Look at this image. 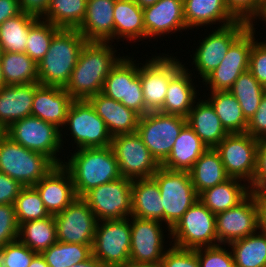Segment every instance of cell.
<instances>
[{
    "label": "cell",
    "instance_id": "1",
    "mask_svg": "<svg viewBox=\"0 0 266 267\" xmlns=\"http://www.w3.org/2000/svg\"><path fill=\"white\" fill-rule=\"evenodd\" d=\"M112 42L87 41L64 89L74 100H88L102 92L110 70L122 58Z\"/></svg>",
    "mask_w": 266,
    "mask_h": 267
},
{
    "label": "cell",
    "instance_id": "2",
    "mask_svg": "<svg viewBox=\"0 0 266 267\" xmlns=\"http://www.w3.org/2000/svg\"><path fill=\"white\" fill-rule=\"evenodd\" d=\"M62 165L71 175L77 197L122 177L111 146L76 149Z\"/></svg>",
    "mask_w": 266,
    "mask_h": 267
},
{
    "label": "cell",
    "instance_id": "3",
    "mask_svg": "<svg viewBox=\"0 0 266 267\" xmlns=\"http://www.w3.org/2000/svg\"><path fill=\"white\" fill-rule=\"evenodd\" d=\"M86 42L77 29H61L53 37L47 53L37 64L38 83L64 88Z\"/></svg>",
    "mask_w": 266,
    "mask_h": 267
},
{
    "label": "cell",
    "instance_id": "4",
    "mask_svg": "<svg viewBox=\"0 0 266 267\" xmlns=\"http://www.w3.org/2000/svg\"><path fill=\"white\" fill-rule=\"evenodd\" d=\"M56 164L46 155L29 150L5 133L0 138V172L24 187L34 186Z\"/></svg>",
    "mask_w": 266,
    "mask_h": 267
},
{
    "label": "cell",
    "instance_id": "5",
    "mask_svg": "<svg viewBox=\"0 0 266 267\" xmlns=\"http://www.w3.org/2000/svg\"><path fill=\"white\" fill-rule=\"evenodd\" d=\"M152 178L160 190L165 229L170 235V230L198 200V194L187 171H172L161 166Z\"/></svg>",
    "mask_w": 266,
    "mask_h": 267
},
{
    "label": "cell",
    "instance_id": "6",
    "mask_svg": "<svg viewBox=\"0 0 266 267\" xmlns=\"http://www.w3.org/2000/svg\"><path fill=\"white\" fill-rule=\"evenodd\" d=\"M215 218L216 214L198 199L170 230V243L191 250L219 245Z\"/></svg>",
    "mask_w": 266,
    "mask_h": 267
},
{
    "label": "cell",
    "instance_id": "7",
    "mask_svg": "<svg viewBox=\"0 0 266 267\" xmlns=\"http://www.w3.org/2000/svg\"><path fill=\"white\" fill-rule=\"evenodd\" d=\"M4 133L23 147L46 155L56 165L63 164L65 161L57 157L65 142L63 134L51 123L29 116L12 123Z\"/></svg>",
    "mask_w": 266,
    "mask_h": 267
},
{
    "label": "cell",
    "instance_id": "8",
    "mask_svg": "<svg viewBox=\"0 0 266 267\" xmlns=\"http://www.w3.org/2000/svg\"><path fill=\"white\" fill-rule=\"evenodd\" d=\"M131 218L98 221L92 255L106 267H120L130 261Z\"/></svg>",
    "mask_w": 266,
    "mask_h": 267
},
{
    "label": "cell",
    "instance_id": "9",
    "mask_svg": "<svg viewBox=\"0 0 266 267\" xmlns=\"http://www.w3.org/2000/svg\"><path fill=\"white\" fill-rule=\"evenodd\" d=\"M186 124L185 117L152 111L140 116L136 132L161 165L168 158L176 138Z\"/></svg>",
    "mask_w": 266,
    "mask_h": 267
},
{
    "label": "cell",
    "instance_id": "10",
    "mask_svg": "<svg viewBox=\"0 0 266 267\" xmlns=\"http://www.w3.org/2000/svg\"><path fill=\"white\" fill-rule=\"evenodd\" d=\"M133 60L126 55L118 61L105 79L101 93L143 116L149 111L145 108L140 81L141 63Z\"/></svg>",
    "mask_w": 266,
    "mask_h": 267
},
{
    "label": "cell",
    "instance_id": "11",
    "mask_svg": "<svg viewBox=\"0 0 266 267\" xmlns=\"http://www.w3.org/2000/svg\"><path fill=\"white\" fill-rule=\"evenodd\" d=\"M71 131L76 149L107 147L111 145L112 135L105 121L97 115L88 100H74L67 113L64 128ZM69 126V127H68Z\"/></svg>",
    "mask_w": 266,
    "mask_h": 267
},
{
    "label": "cell",
    "instance_id": "12",
    "mask_svg": "<svg viewBox=\"0 0 266 267\" xmlns=\"http://www.w3.org/2000/svg\"><path fill=\"white\" fill-rule=\"evenodd\" d=\"M110 146L124 178H150L161 167L137 132L112 136Z\"/></svg>",
    "mask_w": 266,
    "mask_h": 267
},
{
    "label": "cell",
    "instance_id": "13",
    "mask_svg": "<svg viewBox=\"0 0 266 267\" xmlns=\"http://www.w3.org/2000/svg\"><path fill=\"white\" fill-rule=\"evenodd\" d=\"M132 182L133 180L121 177L91 189L82 198L97 221L131 217Z\"/></svg>",
    "mask_w": 266,
    "mask_h": 267
},
{
    "label": "cell",
    "instance_id": "14",
    "mask_svg": "<svg viewBox=\"0 0 266 267\" xmlns=\"http://www.w3.org/2000/svg\"><path fill=\"white\" fill-rule=\"evenodd\" d=\"M247 22L238 20L225 27H216L200 42L196 51L190 55L195 71L202 81L210 75L225 58L230 46L250 27Z\"/></svg>",
    "mask_w": 266,
    "mask_h": 267
},
{
    "label": "cell",
    "instance_id": "15",
    "mask_svg": "<svg viewBox=\"0 0 266 267\" xmlns=\"http://www.w3.org/2000/svg\"><path fill=\"white\" fill-rule=\"evenodd\" d=\"M259 141L247 132L229 133L215 147L230 178L243 180L248 185L252 182Z\"/></svg>",
    "mask_w": 266,
    "mask_h": 267
},
{
    "label": "cell",
    "instance_id": "16",
    "mask_svg": "<svg viewBox=\"0 0 266 267\" xmlns=\"http://www.w3.org/2000/svg\"><path fill=\"white\" fill-rule=\"evenodd\" d=\"M141 65L140 81L145 108L149 112L159 111L163 106L170 79L184 64L182 65L175 56L162 53L147 59L145 64L141 63Z\"/></svg>",
    "mask_w": 266,
    "mask_h": 267
},
{
    "label": "cell",
    "instance_id": "17",
    "mask_svg": "<svg viewBox=\"0 0 266 267\" xmlns=\"http://www.w3.org/2000/svg\"><path fill=\"white\" fill-rule=\"evenodd\" d=\"M251 25L229 48L219 66L203 81L205 86L214 91H228L238 77L249 70V55L255 42L256 31Z\"/></svg>",
    "mask_w": 266,
    "mask_h": 267
},
{
    "label": "cell",
    "instance_id": "18",
    "mask_svg": "<svg viewBox=\"0 0 266 267\" xmlns=\"http://www.w3.org/2000/svg\"><path fill=\"white\" fill-rule=\"evenodd\" d=\"M57 241L92 246L97 219L82 197L54 215Z\"/></svg>",
    "mask_w": 266,
    "mask_h": 267
},
{
    "label": "cell",
    "instance_id": "19",
    "mask_svg": "<svg viewBox=\"0 0 266 267\" xmlns=\"http://www.w3.org/2000/svg\"><path fill=\"white\" fill-rule=\"evenodd\" d=\"M162 226L160 221L131 216L130 261L160 265L167 251Z\"/></svg>",
    "mask_w": 266,
    "mask_h": 267
},
{
    "label": "cell",
    "instance_id": "20",
    "mask_svg": "<svg viewBox=\"0 0 266 267\" xmlns=\"http://www.w3.org/2000/svg\"><path fill=\"white\" fill-rule=\"evenodd\" d=\"M218 243H229L245 238L258 230V208L256 198L250 193L237 206L216 214Z\"/></svg>",
    "mask_w": 266,
    "mask_h": 267
},
{
    "label": "cell",
    "instance_id": "21",
    "mask_svg": "<svg viewBox=\"0 0 266 267\" xmlns=\"http://www.w3.org/2000/svg\"><path fill=\"white\" fill-rule=\"evenodd\" d=\"M143 17L146 40L188 29L184 19L183 0H159L154 5L143 8Z\"/></svg>",
    "mask_w": 266,
    "mask_h": 267
},
{
    "label": "cell",
    "instance_id": "22",
    "mask_svg": "<svg viewBox=\"0 0 266 267\" xmlns=\"http://www.w3.org/2000/svg\"><path fill=\"white\" fill-rule=\"evenodd\" d=\"M34 187L50 215L62 212L77 198L71 175L62 164L53 167Z\"/></svg>",
    "mask_w": 266,
    "mask_h": 267
},
{
    "label": "cell",
    "instance_id": "23",
    "mask_svg": "<svg viewBox=\"0 0 266 267\" xmlns=\"http://www.w3.org/2000/svg\"><path fill=\"white\" fill-rule=\"evenodd\" d=\"M73 101L63 87L39 85L34 91L31 116L55 125L63 133L68 109Z\"/></svg>",
    "mask_w": 266,
    "mask_h": 267
},
{
    "label": "cell",
    "instance_id": "24",
    "mask_svg": "<svg viewBox=\"0 0 266 267\" xmlns=\"http://www.w3.org/2000/svg\"><path fill=\"white\" fill-rule=\"evenodd\" d=\"M116 0H87L86 16L77 29L87 41L114 42Z\"/></svg>",
    "mask_w": 266,
    "mask_h": 267
},
{
    "label": "cell",
    "instance_id": "25",
    "mask_svg": "<svg viewBox=\"0 0 266 267\" xmlns=\"http://www.w3.org/2000/svg\"><path fill=\"white\" fill-rule=\"evenodd\" d=\"M39 83L6 85L0 88V128L31 116L34 91Z\"/></svg>",
    "mask_w": 266,
    "mask_h": 267
},
{
    "label": "cell",
    "instance_id": "26",
    "mask_svg": "<svg viewBox=\"0 0 266 267\" xmlns=\"http://www.w3.org/2000/svg\"><path fill=\"white\" fill-rule=\"evenodd\" d=\"M88 101L94 107L97 115L105 121L112 136L136 132L140 115L121 102L102 93L91 96Z\"/></svg>",
    "mask_w": 266,
    "mask_h": 267
},
{
    "label": "cell",
    "instance_id": "27",
    "mask_svg": "<svg viewBox=\"0 0 266 267\" xmlns=\"http://www.w3.org/2000/svg\"><path fill=\"white\" fill-rule=\"evenodd\" d=\"M183 7L186 27L189 29L211 27L218 22L220 28L238 21L224 0H183Z\"/></svg>",
    "mask_w": 266,
    "mask_h": 267
},
{
    "label": "cell",
    "instance_id": "28",
    "mask_svg": "<svg viewBox=\"0 0 266 267\" xmlns=\"http://www.w3.org/2000/svg\"><path fill=\"white\" fill-rule=\"evenodd\" d=\"M184 66L170 79L166 97L159 112L187 117L197 99L192 72ZM189 72V73H188Z\"/></svg>",
    "mask_w": 266,
    "mask_h": 267
},
{
    "label": "cell",
    "instance_id": "29",
    "mask_svg": "<svg viewBox=\"0 0 266 267\" xmlns=\"http://www.w3.org/2000/svg\"><path fill=\"white\" fill-rule=\"evenodd\" d=\"M207 149L208 146L186 124L176 138L168 158L161 166L172 171L188 172Z\"/></svg>",
    "mask_w": 266,
    "mask_h": 267
},
{
    "label": "cell",
    "instance_id": "30",
    "mask_svg": "<svg viewBox=\"0 0 266 267\" xmlns=\"http://www.w3.org/2000/svg\"><path fill=\"white\" fill-rule=\"evenodd\" d=\"M186 121L208 148H215L229 134L212 105L205 99H198L194 103Z\"/></svg>",
    "mask_w": 266,
    "mask_h": 267
},
{
    "label": "cell",
    "instance_id": "31",
    "mask_svg": "<svg viewBox=\"0 0 266 267\" xmlns=\"http://www.w3.org/2000/svg\"><path fill=\"white\" fill-rule=\"evenodd\" d=\"M131 216L164 223L160 190L152 177L133 180Z\"/></svg>",
    "mask_w": 266,
    "mask_h": 267
},
{
    "label": "cell",
    "instance_id": "32",
    "mask_svg": "<svg viewBox=\"0 0 266 267\" xmlns=\"http://www.w3.org/2000/svg\"><path fill=\"white\" fill-rule=\"evenodd\" d=\"M242 181L237 178H229L225 182L201 192L198 199L214 214L226 211L237 206L251 193L249 185Z\"/></svg>",
    "mask_w": 266,
    "mask_h": 267
},
{
    "label": "cell",
    "instance_id": "33",
    "mask_svg": "<svg viewBox=\"0 0 266 267\" xmlns=\"http://www.w3.org/2000/svg\"><path fill=\"white\" fill-rule=\"evenodd\" d=\"M136 42L145 39L143 9L134 0H116L114 7V39Z\"/></svg>",
    "mask_w": 266,
    "mask_h": 267
},
{
    "label": "cell",
    "instance_id": "34",
    "mask_svg": "<svg viewBox=\"0 0 266 267\" xmlns=\"http://www.w3.org/2000/svg\"><path fill=\"white\" fill-rule=\"evenodd\" d=\"M188 172L198 195L230 178L215 148H208Z\"/></svg>",
    "mask_w": 266,
    "mask_h": 267
},
{
    "label": "cell",
    "instance_id": "35",
    "mask_svg": "<svg viewBox=\"0 0 266 267\" xmlns=\"http://www.w3.org/2000/svg\"><path fill=\"white\" fill-rule=\"evenodd\" d=\"M207 101L212 105L228 133L246 132L248 121L237 99L229 91L210 92Z\"/></svg>",
    "mask_w": 266,
    "mask_h": 267
},
{
    "label": "cell",
    "instance_id": "36",
    "mask_svg": "<svg viewBox=\"0 0 266 267\" xmlns=\"http://www.w3.org/2000/svg\"><path fill=\"white\" fill-rule=\"evenodd\" d=\"M235 267H266V233L256 231L228 244Z\"/></svg>",
    "mask_w": 266,
    "mask_h": 267
},
{
    "label": "cell",
    "instance_id": "37",
    "mask_svg": "<svg viewBox=\"0 0 266 267\" xmlns=\"http://www.w3.org/2000/svg\"><path fill=\"white\" fill-rule=\"evenodd\" d=\"M18 240L37 253L54 245L57 242L54 215L19 224Z\"/></svg>",
    "mask_w": 266,
    "mask_h": 267
},
{
    "label": "cell",
    "instance_id": "38",
    "mask_svg": "<svg viewBox=\"0 0 266 267\" xmlns=\"http://www.w3.org/2000/svg\"><path fill=\"white\" fill-rule=\"evenodd\" d=\"M87 0H50L41 18L60 29H78L86 16Z\"/></svg>",
    "mask_w": 266,
    "mask_h": 267
},
{
    "label": "cell",
    "instance_id": "39",
    "mask_svg": "<svg viewBox=\"0 0 266 267\" xmlns=\"http://www.w3.org/2000/svg\"><path fill=\"white\" fill-rule=\"evenodd\" d=\"M0 62L5 86L38 83L37 64L25 52H3Z\"/></svg>",
    "mask_w": 266,
    "mask_h": 267
},
{
    "label": "cell",
    "instance_id": "40",
    "mask_svg": "<svg viewBox=\"0 0 266 267\" xmlns=\"http://www.w3.org/2000/svg\"><path fill=\"white\" fill-rule=\"evenodd\" d=\"M35 16L21 12L0 25V43L3 52H25L30 28L39 20Z\"/></svg>",
    "mask_w": 266,
    "mask_h": 267
},
{
    "label": "cell",
    "instance_id": "41",
    "mask_svg": "<svg viewBox=\"0 0 266 267\" xmlns=\"http://www.w3.org/2000/svg\"><path fill=\"white\" fill-rule=\"evenodd\" d=\"M228 91L237 99L244 117L249 121L264 95L262 84L247 70L238 77Z\"/></svg>",
    "mask_w": 266,
    "mask_h": 267
},
{
    "label": "cell",
    "instance_id": "42",
    "mask_svg": "<svg viewBox=\"0 0 266 267\" xmlns=\"http://www.w3.org/2000/svg\"><path fill=\"white\" fill-rule=\"evenodd\" d=\"M41 255L49 267H72L92 256V246L57 241Z\"/></svg>",
    "mask_w": 266,
    "mask_h": 267
},
{
    "label": "cell",
    "instance_id": "43",
    "mask_svg": "<svg viewBox=\"0 0 266 267\" xmlns=\"http://www.w3.org/2000/svg\"><path fill=\"white\" fill-rule=\"evenodd\" d=\"M61 29L41 18L30 28L25 53L38 64L47 53L53 37Z\"/></svg>",
    "mask_w": 266,
    "mask_h": 267
},
{
    "label": "cell",
    "instance_id": "44",
    "mask_svg": "<svg viewBox=\"0 0 266 267\" xmlns=\"http://www.w3.org/2000/svg\"><path fill=\"white\" fill-rule=\"evenodd\" d=\"M14 205L18 224L50 216L34 186L23 187Z\"/></svg>",
    "mask_w": 266,
    "mask_h": 267
},
{
    "label": "cell",
    "instance_id": "45",
    "mask_svg": "<svg viewBox=\"0 0 266 267\" xmlns=\"http://www.w3.org/2000/svg\"><path fill=\"white\" fill-rule=\"evenodd\" d=\"M231 14L237 19L254 25L266 13L263 0H224ZM256 19V20H255ZM254 23V24H253Z\"/></svg>",
    "mask_w": 266,
    "mask_h": 267
},
{
    "label": "cell",
    "instance_id": "46",
    "mask_svg": "<svg viewBox=\"0 0 266 267\" xmlns=\"http://www.w3.org/2000/svg\"><path fill=\"white\" fill-rule=\"evenodd\" d=\"M37 252L32 251L18 239L0 248L2 267H29Z\"/></svg>",
    "mask_w": 266,
    "mask_h": 267
},
{
    "label": "cell",
    "instance_id": "47",
    "mask_svg": "<svg viewBox=\"0 0 266 267\" xmlns=\"http://www.w3.org/2000/svg\"><path fill=\"white\" fill-rule=\"evenodd\" d=\"M200 267H235L232 252L222 244L196 249Z\"/></svg>",
    "mask_w": 266,
    "mask_h": 267
},
{
    "label": "cell",
    "instance_id": "48",
    "mask_svg": "<svg viewBox=\"0 0 266 267\" xmlns=\"http://www.w3.org/2000/svg\"><path fill=\"white\" fill-rule=\"evenodd\" d=\"M19 224L14 204H0V248L18 239Z\"/></svg>",
    "mask_w": 266,
    "mask_h": 267
},
{
    "label": "cell",
    "instance_id": "49",
    "mask_svg": "<svg viewBox=\"0 0 266 267\" xmlns=\"http://www.w3.org/2000/svg\"><path fill=\"white\" fill-rule=\"evenodd\" d=\"M160 267H200L195 250L171 246L165 252Z\"/></svg>",
    "mask_w": 266,
    "mask_h": 267
},
{
    "label": "cell",
    "instance_id": "50",
    "mask_svg": "<svg viewBox=\"0 0 266 267\" xmlns=\"http://www.w3.org/2000/svg\"><path fill=\"white\" fill-rule=\"evenodd\" d=\"M249 71L260 83L266 82V41L258 42V39L252 44L249 55Z\"/></svg>",
    "mask_w": 266,
    "mask_h": 267
},
{
    "label": "cell",
    "instance_id": "51",
    "mask_svg": "<svg viewBox=\"0 0 266 267\" xmlns=\"http://www.w3.org/2000/svg\"><path fill=\"white\" fill-rule=\"evenodd\" d=\"M246 132L258 140L266 138V94L262 96L257 111L249 119Z\"/></svg>",
    "mask_w": 266,
    "mask_h": 267
},
{
    "label": "cell",
    "instance_id": "52",
    "mask_svg": "<svg viewBox=\"0 0 266 267\" xmlns=\"http://www.w3.org/2000/svg\"><path fill=\"white\" fill-rule=\"evenodd\" d=\"M23 187L15 179L0 172V204H14Z\"/></svg>",
    "mask_w": 266,
    "mask_h": 267
},
{
    "label": "cell",
    "instance_id": "53",
    "mask_svg": "<svg viewBox=\"0 0 266 267\" xmlns=\"http://www.w3.org/2000/svg\"><path fill=\"white\" fill-rule=\"evenodd\" d=\"M50 0H19L21 12L42 18L47 11Z\"/></svg>",
    "mask_w": 266,
    "mask_h": 267
},
{
    "label": "cell",
    "instance_id": "54",
    "mask_svg": "<svg viewBox=\"0 0 266 267\" xmlns=\"http://www.w3.org/2000/svg\"><path fill=\"white\" fill-rule=\"evenodd\" d=\"M20 13L19 0H0V25Z\"/></svg>",
    "mask_w": 266,
    "mask_h": 267
},
{
    "label": "cell",
    "instance_id": "55",
    "mask_svg": "<svg viewBox=\"0 0 266 267\" xmlns=\"http://www.w3.org/2000/svg\"><path fill=\"white\" fill-rule=\"evenodd\" d=\"M254 176H266V138L261 139L258 144Z\"/></svg>",
    "mask_w": 266,
    "mask_h": 267
},
{
    "label": "cell",
    "instance_id": "56",
    "mask_svg": "<svg viewBox=\"0 0 266 267\" xmlns=\"http://www.w3.org/2000/svg\"><path fill=\"white\" fill-rule=\"evenodd\" d=\"M249 187L256 200H266V176H253Z\"/></svg>",
    "mask_w": 266,
    "mask_h": 267
},
{
    "label": "cell",
    "instance_id": "57",
    "mask_svg": "<svg viewBox=\"0 0 266 267\" xmlns=\"http://www.w3.org/2000/svg\"><path fill=\"white\" fill-rule=\"evenodd\" d=\"M258 208V231L266 233V200H256Z\"/></svg>",
    "mask_w": 266,
    "mask_h": 267
},
{
    "label": "cell",
    "instance_id": "58",
    "mask_svg": "<svg viewBox=\"0 0 266 267\" xmlns=\"http://www.w3.org/2000/svg\"><path fill=\"white\" fill-rule=\"evenodd\" d=\"M72 267H106L99 259L94 257L93 255L80 263H77L76 265H73Z\"/></svg>",
    "mask_w": 266,
    "mask_h": 267
},
{
    "label": "cell",
    "instance_id": "59",
    "mask_svg": "<svg viewBox=\"0 0 266 267\" xmlns=\"http://www.w3.org/2000/svg\"><path fill=\"white\" fill-rule=\"evenodd\" d=\"M29 267H49L48 264L46 263L45 259L41 255V253H37L32 261Z\"/></svg>",
    "mask_w": 266,
    "mask_h": 267
},
{
    "label": "cell",
    "instance_id": "60",
    "mask_svg": "<svg viewBox=\"0 0 266 267\" xmlns=\"http://www.w3.org/2000/svg\"><path fill=\"white\" fill-rule=\"evenodd\" d=\"M120 267H160V265H153V264H145V263H135L132 261H128L124 265Z\"/></svg>",
    "mask_w": 266,
    "mask_h": 267
},
{
    "label": "cell",
    "instance_id": "61",
    "mask_svg": "<svg viewBox=\"0 0 266 267\" xmlns=\"http://www.w3.org/2000/svg\"><path fill=\"white\" fill-rule=\"evenodd\" d=\"M137 5H139L142 9L151 5H154L159 0H134Z\"/></svg>",
    "mask_w": 266,
    "mask_h": 267
},
{
    "label": "cell",
    "instance_id": "62",
    "mask_svg": "<svg viewBox=\"0 0 266 267\" xmlns=\"http://www.w3.org/2000/svg\"><path fill=\"white\" fill-rule=\"evenodd\" d=\"M5 86V80L3 77V73H2V66H1V62H0V88Z\"/></svg>",
    "mask_w": 266,
    "mask_h": 267
},
{
    "label": "cell",
    "instance_id": "63",
    "mask_svg": "<svg viewBox=\"0 0 266 267\" xmlns=\"http://www.w3.org/2000/svg\"><path fill=\"white\" fill-rule=\"evenodd\" d=\"M2 54H3V49H2V45L0 43V60H1Z\"/></svg>",
    "mask_w": 266,
    "mask_h": 267
},
{
    "label": "cell",
    "instance_id": "64",
    "mask_svg": "<svg viewBox=\"0 0 266 267\" xmlns=\"http://www.w3.org/2000/svg\"><path fill=\"white\" fill-rule=\"evenodd\" d=\"M263 90H264V94H266V82L262 85Z\"/></svg>",
    "mask_w": 266,
    "mask_h": 267
},
{
    "label": "cell",
    "instance_id": "65",
    "mask_svg": "<svg viewBox=\"0 0 266 267\" xmlns=\"http://www.w3.org/2000/svg\"><path fill=\"white\" fill-rule=\"evenodd\" d=\"M4 134V130L2 128H0V138L1 136Z\"/></svg>",
    "mask_w": 266,
    "mask_h": 267
},
{
    "label": "cell",
    "instance_id": "66",
    "mask_svg": "<svg viewBox=\"0 0 266 267\" xmlns=\"http://www.w3.org/2000/svg\"><path fill=\"white\" fill-rule=\"evenodd\" d=\"M260 20H266V13L264 14V16Z\"/></svg>",
    "mask_w": 266,
    "mask_h": 267
}]
</instances>
